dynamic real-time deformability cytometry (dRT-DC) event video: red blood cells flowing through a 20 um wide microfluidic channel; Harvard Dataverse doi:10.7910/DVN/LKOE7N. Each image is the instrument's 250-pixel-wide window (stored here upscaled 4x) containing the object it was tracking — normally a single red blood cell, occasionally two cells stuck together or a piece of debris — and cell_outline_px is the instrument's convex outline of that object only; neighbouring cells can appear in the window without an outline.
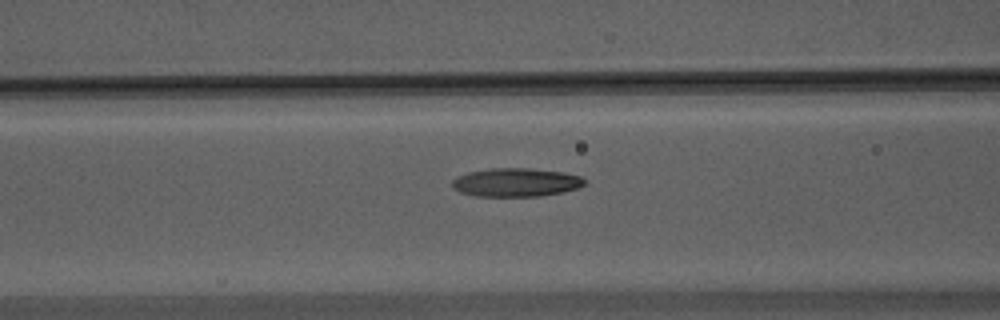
{"species": "Egyptian fruit bat (a non-hibernating species)", "species_latin": "Rousettus aegyptiacus", "temperature_condition": "warm", "stored_images_in_passage": 40, "camera_frame_rate_fps": 3000, "um_per_image_px": 0.085, "animal": {"sex": "male"}, "frame": {"image": 1, "passage_image": 18, "time_ms": 5.667, "image_size_px": [1000, 320], "cell_outline_px": [[584, 184], [576, 188], [564, 192], [540, 196], [476, 196], [460, 192], [452, 188], [452, 180], [468, 172], [492, 168], [528, 168], [564, 172], [580, 176], [584, 180]], "centroid_in_image_um": [43.85, 15.5], "position_along_channel_um": 122.8, "area_um2": 21.91}}
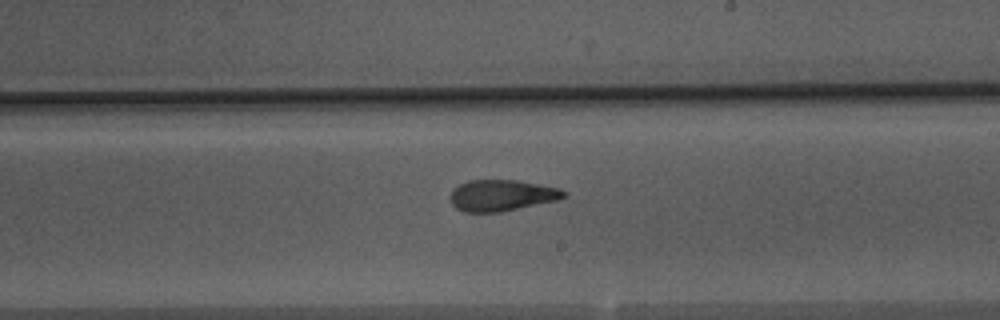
{"frame": {"image": 2, "passage_image": 28, "time_ms": 9.0, "image_size_px": [1000, 320], "cell_outline_px": [[568, 196], [556, 200], [500, 212], [464, 212], [456, 208], [452, 204], [452, 188], [468, 180], [516, 180], [560, 188], [568, 192]], "centroid_in_image_um": [42.66, 16.6], "position_along_channel_um": 246.3, "area_um2": 20.58}}
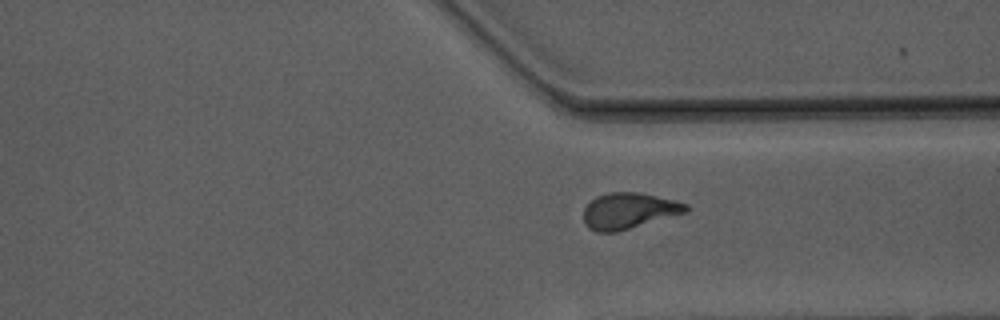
{"frame": {"image": 3, "passage_image": 37, "time_ms": 12.0, "image_size_px": [1000, 320], "cell_outline_px": [[688, 212], [616, 232], [596, 232], [588, 228], [584, 220], [584, 208], [596, 196], [612, 192], [640, 192], [676, 200], [688, 204]], "centroid_in_image_um": [53.47, 17.91], "position_along_channel_um": 357.9, "area_um2": 21.5}}